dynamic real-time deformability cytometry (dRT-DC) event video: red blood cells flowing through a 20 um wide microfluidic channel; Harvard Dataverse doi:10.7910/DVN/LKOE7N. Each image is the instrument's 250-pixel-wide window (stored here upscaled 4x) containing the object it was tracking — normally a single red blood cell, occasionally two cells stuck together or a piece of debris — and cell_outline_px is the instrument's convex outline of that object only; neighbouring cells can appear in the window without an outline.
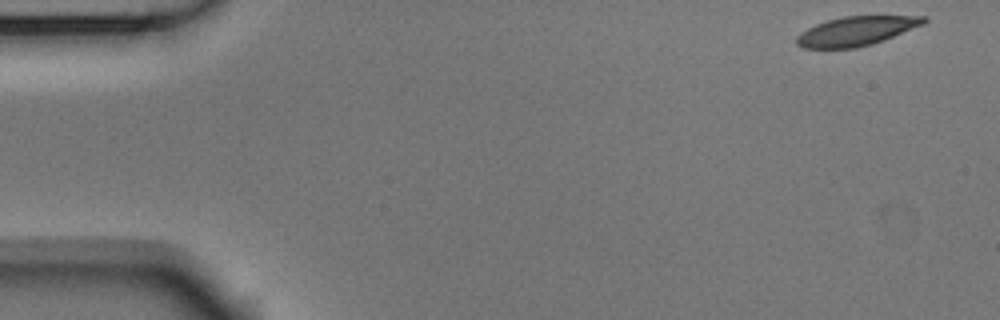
{"species": "Egyptian fruit bat (a non-hibernating species)", "species_latin": "Rousettus aegyptiacus", "temperature_condition": "room temperature", "stored_images_in_passage": 52, "camera_frame_rate_fps": 3000, "um_per_image_px": 0.085, "animal": {"sex": "male"}, "frame": {"image": 1, "passage_image": 1, "time_ms": 0.0, "image_size_px": [1000, 320], "cell_outline_px": [[928, 20], [924, 24], [884, 40], [872, 44], [856, 48], [804, 48], [796, 44], [796, 36], [800, 32], [816, 24], [828, 20], [844, 16], [928, 16]], "centroid_in_image_um": [72.79, 2.64], "position_along_channel_um": 12.2, "area_um2": 21.62}}
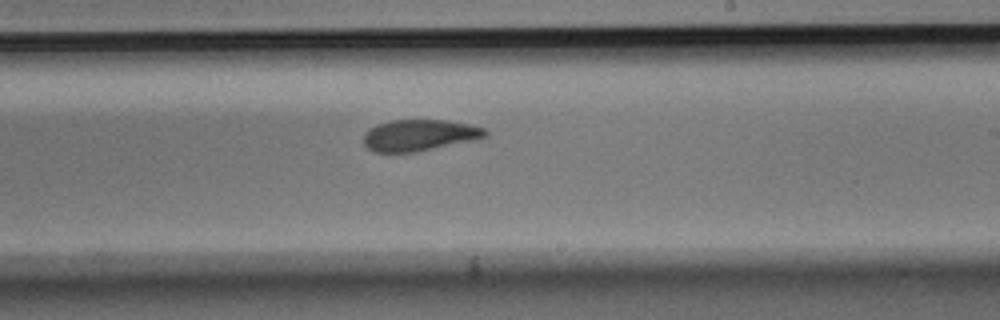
{"frame": {"image": 2, "passage_image": 30, "time_ms": 9.667, "image_size_px": [1000, 320], "cell_outline_px": [[488, 136], [416, 152], [372, 152], [364, 144], [364, 132], [368, 128], [376, 124], [388, 120], [448, 120], [468, 124], [484, 128], [488, 132]], "centroid_in_image_um": [35.59, 11.48], "position_along_channel_um": 253.4, "area_um2": 22.2}}
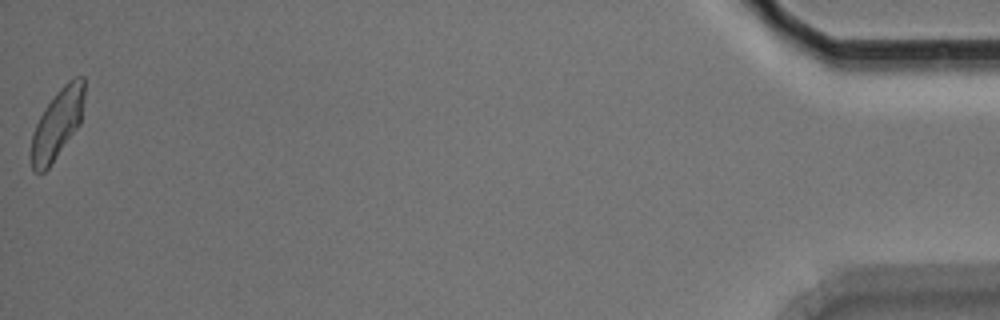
{"frame": {"image": 3, "passage_image": 52, "time_ms": 17.0, "image_size_px": [1000, 320], "cell_outline_px": [[84, 96], [80, 124], [48, 168], [44, 172], [32, 172], [32, 132], [44, 108], [56, 92], [68, 80], [76, 76], [84, 76]], "centroid_in_image_um": [4.88, 10.5], "position_along_channel_um": 430.3, "area_um2": 21.33}, "authors_computed_cell_mechanics": {"area_um2": 22.8021, "velocity_mm_per_s": 3.7251, "shape_relaxation_time_tau1_ms": 5.3574, "shape_relaxation_time_tau2_ms": 1.9719, "deformation_change_tau1": 0.1429, "deformation_change_tau2": 0.072}}